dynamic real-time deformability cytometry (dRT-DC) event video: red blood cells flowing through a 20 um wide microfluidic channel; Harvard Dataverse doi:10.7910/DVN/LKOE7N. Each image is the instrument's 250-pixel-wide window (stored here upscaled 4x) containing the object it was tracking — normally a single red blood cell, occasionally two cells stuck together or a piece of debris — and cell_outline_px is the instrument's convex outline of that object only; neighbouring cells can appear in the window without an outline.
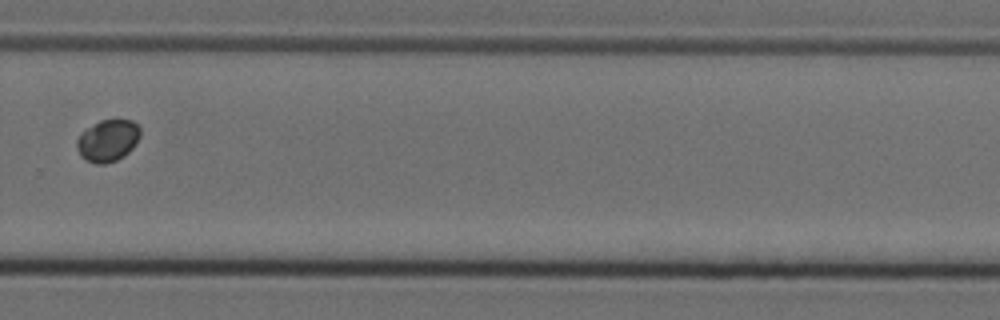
{"species": "Egyptian fruit bat (a non-hibernating species)", "species_latin": "Rousettus aegyptiacus", "temperature_condition": "cold", "stored_images_in_passage": 10, "camera_frame_rate_fps": 3000, "um_per_image_px": 0.085, "animal": {"sex": "female"}, "frame": {"image": 1, "passage_image": 10, "time_ms": 3.0, "image_size_px": [1000, 320], "cell_outline_px": [[140, 136], [136, 144], [124, 156], [116, 160], [104, 164], [96, 164], [84, 160], [80, 156], [76, 148], [76, 140], [88, 128], [100, 120], [132, 120], [140, 128]], "centroid_in_image_um": [9.16, 11.97], "position_along_channel_um": 320.6, "area_um2": 15.43}}